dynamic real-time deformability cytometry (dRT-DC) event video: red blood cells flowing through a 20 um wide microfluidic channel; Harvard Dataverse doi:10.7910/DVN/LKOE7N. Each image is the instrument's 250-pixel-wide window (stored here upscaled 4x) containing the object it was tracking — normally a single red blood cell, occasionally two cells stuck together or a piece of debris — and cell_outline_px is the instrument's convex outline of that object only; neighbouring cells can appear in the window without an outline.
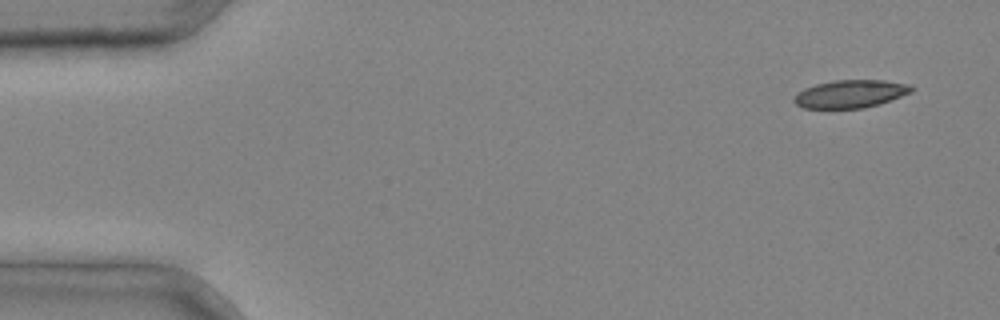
{"species": "common noctule bat (a hibernating species)", "species_latin": "Nyctalus noctula", "temperature_condition": "cold", "stored_images_in_passage": 3, "camera_frame_rate_fps": 3000, "um_per_image_px": 0.085, "animal": {"sex": "male", "body_mass_g": 20.4}, "frame": {"image": 1, "passage_image": 1, "time_ms": 0.0, "image_size_px": [1000, 320], "cell_outline_px": [[916, 88], [912, 92], [880, 104], [864, 108], [804, 108], [796, 104], [792, 100], [796, 92], [804, 88], [816, 84], [836, 80], [884, 80], [912, 84]], "centroid_in_image_um": [72.32, 7.97], "position_along_channel_um": 12.7, "area_um2": 19.31}}